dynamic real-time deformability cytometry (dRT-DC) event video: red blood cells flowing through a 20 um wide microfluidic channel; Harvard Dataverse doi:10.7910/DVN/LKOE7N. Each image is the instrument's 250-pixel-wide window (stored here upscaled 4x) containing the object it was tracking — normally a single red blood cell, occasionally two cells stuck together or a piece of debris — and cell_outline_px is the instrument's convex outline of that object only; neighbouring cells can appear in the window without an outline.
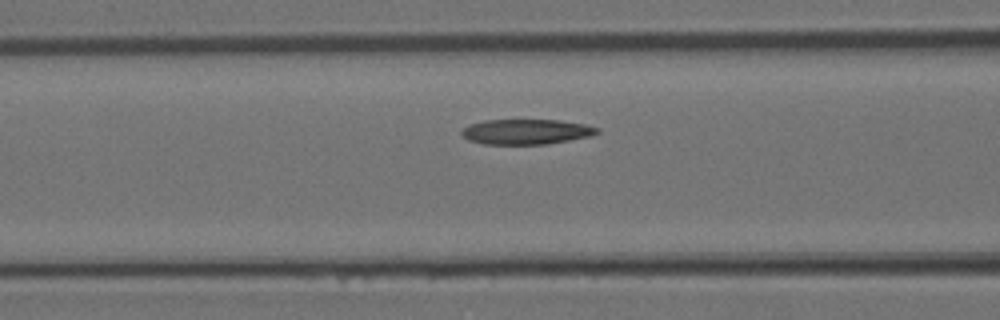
{"species": "Egyptian fruit bat (a non-hibernating species)", "species_latin": "Rousettus aegyptiacus", "temperature_condition": "room temperature", "stored_images_in_passage": 4, "camera_frame_rate_fps": 3000, "um_per_image_px": 0.085, "animal": {"sex": "female"}, "frame": {"image": 1, "passage_image": 4, "time_ms": 1.0, "image_size_px": [1000, 320], "cell_outline_px": [[600, 132], [592, 136], [548, 144], [484, 144], [468, 140], [460, 132], [460, 128], [468, 124], [484, 120], [560, 120], [584, 124], [600, 128]], "centroid_in_image_um": [44.72, 11.19], "position_along_channel_um": 121.9, "area_um2": 20.11}}